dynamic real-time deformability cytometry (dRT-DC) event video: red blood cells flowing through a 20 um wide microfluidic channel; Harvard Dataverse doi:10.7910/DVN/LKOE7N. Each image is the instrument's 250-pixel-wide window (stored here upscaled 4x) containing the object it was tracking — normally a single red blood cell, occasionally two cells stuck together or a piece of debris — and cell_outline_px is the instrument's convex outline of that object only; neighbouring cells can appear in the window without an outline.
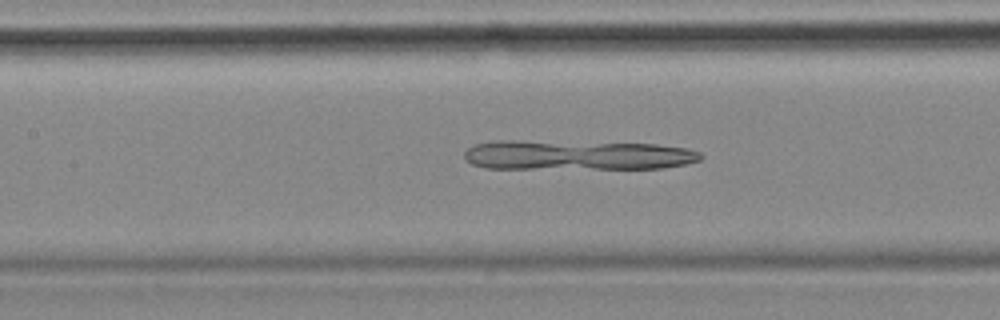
{"species": "common noctule bat (a hibernating species)", "species_latin": "Nyctalus noctula", "temperature_condition": "cold", "stored_images_in_passage": 55, "camera_frame_rate_fps": 3000, "um_per_image_px": 0.085, "animal": {"sex": "female", "body_mass_g": 18.4}, "frame": {"image": 1, "passage_image": 24, "time_ms": 7.667, "image_size_px": [1000, 320], "cell_outline_px": [[704, 156], [700, 160], [684, 164], [660, 168], [484, 168], [472, 164], [464, 156], [464, 152], [468, 148], [476, 144], [492, 140], [520, 140], [656, 144], [688, 148], [700, 152]], "centroid_in_image_um": [49.04, 13.17], "position_along_channel_um": 158.4, "area_um2": 41.1}}
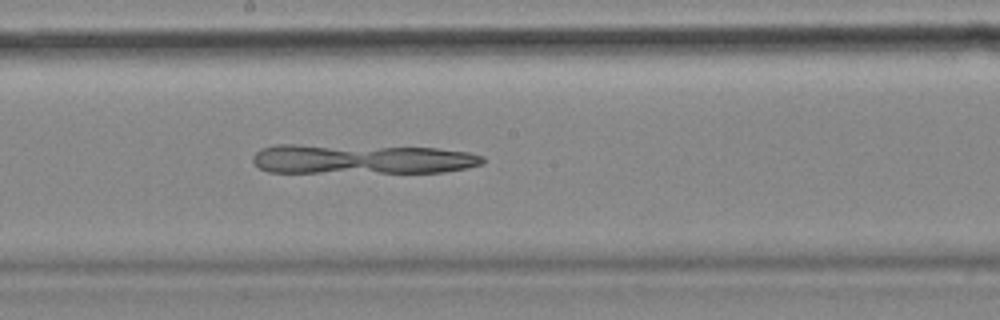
{"frame": {"image": 2, "passage_image": 29, "time_ms": 9.333, "image_size_px": [1000, 320], "cell_outline_px": [[484, 164], [468, 168], [444, 172], [268, 172], [260, 168], [252, 160], [252, 156], [260, 148], [276, 144], [296, 144], [436, 148], [468, 152], [484, 156]], "centroid_in_image_um": [30.74, 13.52], "position_along_channel_um": 217.5, "area_um2": 40.06}}
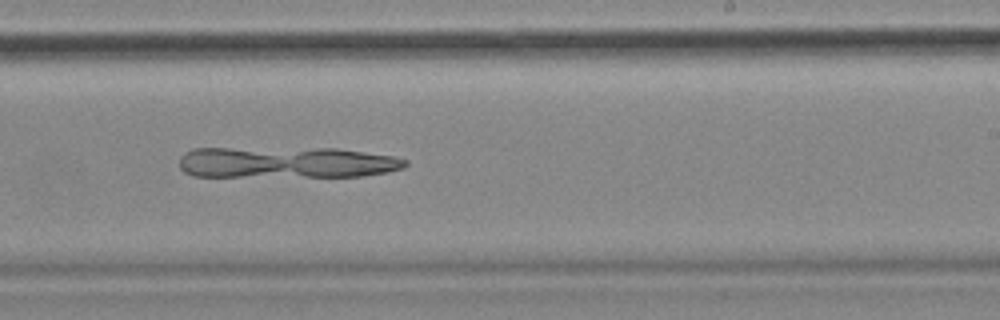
{"frame": {"image": 3, "passage_image": 33, "time_ms": 10.667, "image_size_px": [1000, 320], "cell_outline_px": [[408, 164], [404, 168], [388, 172], [360, 176], [192, 176], [184, 172], [180, 168], [180, 156], [184, 152], [192, 148], [336, 148], [392, 156], [408, 160]], "centroid_in_image_um": [24.32, 13.8], "position_along_channel_um": 264.7, "area_um2": 41.38}}